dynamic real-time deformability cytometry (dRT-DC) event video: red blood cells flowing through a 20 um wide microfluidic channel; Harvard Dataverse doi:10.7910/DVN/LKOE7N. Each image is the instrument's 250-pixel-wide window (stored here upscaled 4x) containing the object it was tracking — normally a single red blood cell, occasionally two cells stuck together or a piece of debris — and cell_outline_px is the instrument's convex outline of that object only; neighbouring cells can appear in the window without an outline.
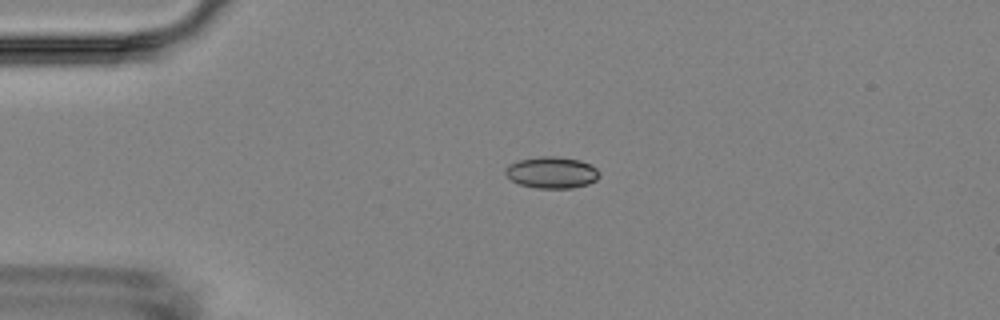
{"species": "Egyptian fruit bat (a non-hibernating species)", "species_latin": "Rousettus aegyptiacus", "temperature_condition": "room temperature", "stored_images_in_passage": 4, "camera_frame_rate_fps": 3000, "um_per_image_px": 0.085, "animal": {"sex": "female"}, "frame": {"image": 1, "passage_image": 3, "time_ms": 2.667, "image_size_px": [1000, 320], "cell_outline_px": [[600, 176], [596, 180], [588, 184], [572, 188], [536, 188], [520, 184], [512, 180], [504, 172], [504, 168], [508, 164], [520, 160], [540, 156], [556, 156], [580, 160], [596, 168], [600, 172]], "centroid_in_image_um": [46.9, 14.66], "position_along_channel_um": 38.1, "area_um2": 17.28}}